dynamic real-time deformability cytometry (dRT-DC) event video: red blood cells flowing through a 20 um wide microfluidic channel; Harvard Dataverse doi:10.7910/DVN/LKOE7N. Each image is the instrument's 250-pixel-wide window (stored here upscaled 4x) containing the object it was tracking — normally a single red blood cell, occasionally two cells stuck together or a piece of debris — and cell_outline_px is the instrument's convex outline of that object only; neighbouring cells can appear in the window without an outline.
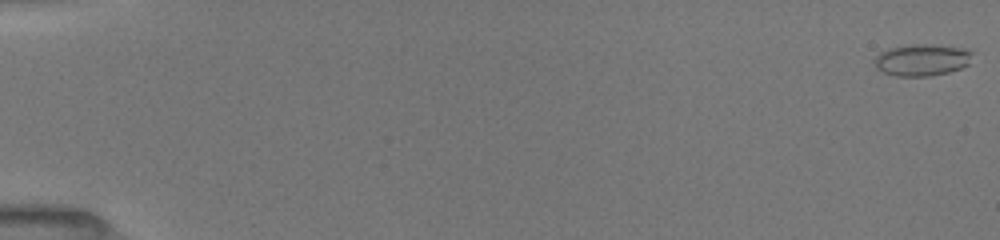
{"species": "common noctule bat (a hibernating species)", "species_latin": "Nyctalus noctula", "temperature_condition": "room temperature", "stored_images_in_passage": 52, "camera_frame_rate_fps": 3000, "um_per_image_px": 0.085, "animal": {"sex": "female", "body_mass_g": 19.5, "forearm_length_mm": 54.1}, "frame": {"image": 1, "passage_image": 1, "time_ms": 0.0, "image_size_px": [1000, 240], "cell_outline_px": [[972, 52], [968, 64], [960, 68], [948, 72], [928, 76], [896, 76], [884, 72], [876, 68], [872, 60], [880, 52], [888, 48], [908, 44], [924, 44], [960, 48]], "centroid_in_image_um": [78.28, 5.09], "position_along_channel_um": 6.7, "area_um2": 17.98}}
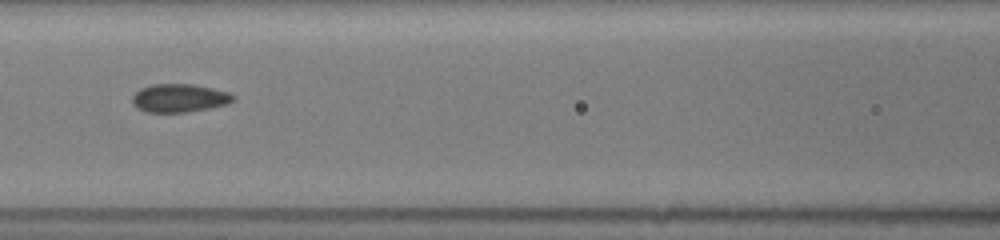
{"frame": {"image": 2, "passage_image": 25, "time_ms": 8.0, "image_size_px": [1000, 240], "cell_outline_px": [[236, 96], [228, 104], [188, 112], [144, 112], [136, 108], [132, 104], [132, 96], [140, 88], [152, 84], [192, 84], [212, 88], [228, 92]], "centroid_in_image_um": [15.21, 8.34], "position_along_channel_um": 151.4, "area_um2": 16.7}}
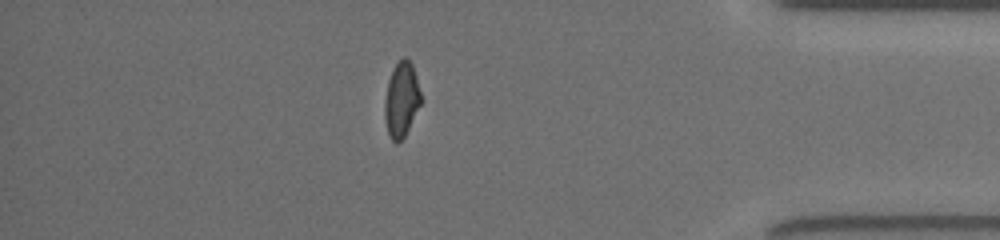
{"frame": {"image": 3, "passage_image": 46, "time_ms": 15.0, "image_size_px": [1000, 240], "cell_outline_px": [[420, 104], [404, 136], [396, 144], [392, 140], [388, 132], [384, 116], [384, 100], [388, 80], [392, 68], [404, 56], [412, 64], [416, 76], [420, 92]], "centroid_in_image_um": [34.09, 8.44], "position_along_channel_um": 401.1, "area_um2": 15.55}, "authors_computed_cell_mechanics": {"area_um2": 16.5308, "velocity_mm_per_s": 4.0049, "shape_relaxation_time_tau1_ms": 6.852, "shape_relaxation_time_tau2_ms": 1.1557, "deformation_change_tau1": 0.169, "deformation_change_tau2": 0.0564}}